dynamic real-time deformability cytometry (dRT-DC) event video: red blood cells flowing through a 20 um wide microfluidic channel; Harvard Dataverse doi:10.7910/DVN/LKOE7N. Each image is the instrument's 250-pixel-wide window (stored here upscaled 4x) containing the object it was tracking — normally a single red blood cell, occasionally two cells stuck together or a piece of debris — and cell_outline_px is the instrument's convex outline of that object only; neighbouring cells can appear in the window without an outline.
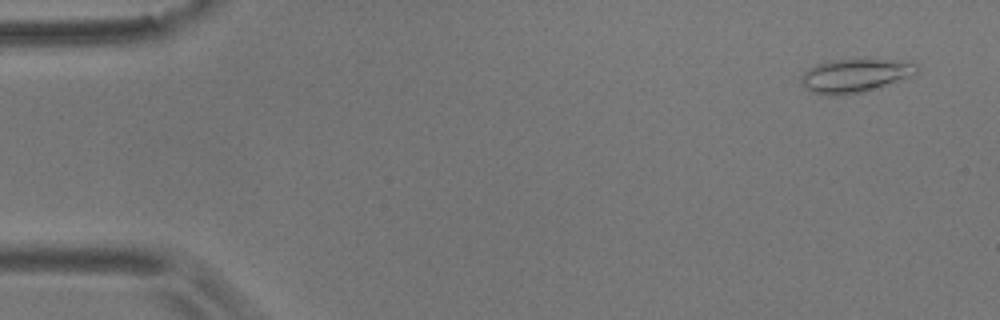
{"species": "common noctule bat (a hibernating species)", "species_latin": "Nyctalus noctula", "temperature_condition": "room temperature", "stored_images_in_passage": 54, "camera_frame_rate_fps": 3000, "um_per_image_px": 0.085, "animal": {"sex": "male", "body_mass_g": 17.9}, "frame": {"image": 1, "passage_image": 2, "time_ms": 0.333, "image_size_px": [1000, 320], "cell_outline_px": [[920, 72], [880, 88], [864, 92], [836, 96], [828, 96], [812, 92], [800, 80], [800, 76], [808, 68], [816, 64], [832, 60], [868, 56], [916, 60], [920, 64]], "centroid_in_image_um": [72.84, 6.35], "position_along_channel_um": 12.2, "area_um2": 24.28}}
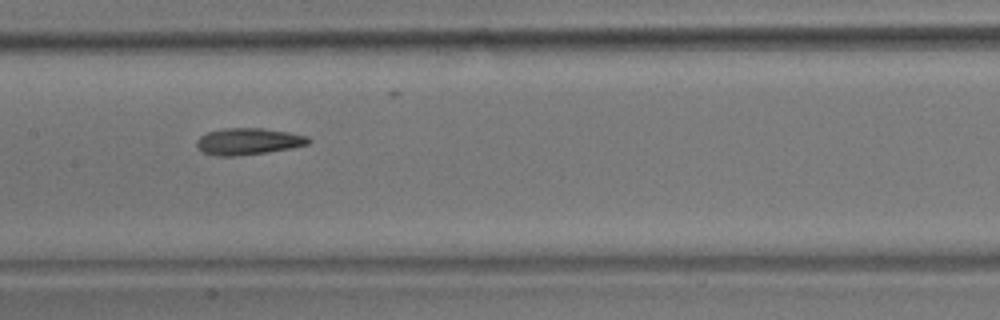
{"frame": {"image": 2, "passage_image": 26, "time_ms": 8.333, "image_size_px": [1000, 320], "cell_outline_px": [[312, 140], [308, 144], [292, 148], [268, 152], [236, 156], [216, 156], [204, 152], [196, 148], [196, 140], [200, 136], [208, 132], [224, 128], [264, 128], [288, 132], [308, 136]], "centroid_in_image_um": [21.1, 12.02], "position_along_channel_um": 186.3, "area_um2": 17.51}}
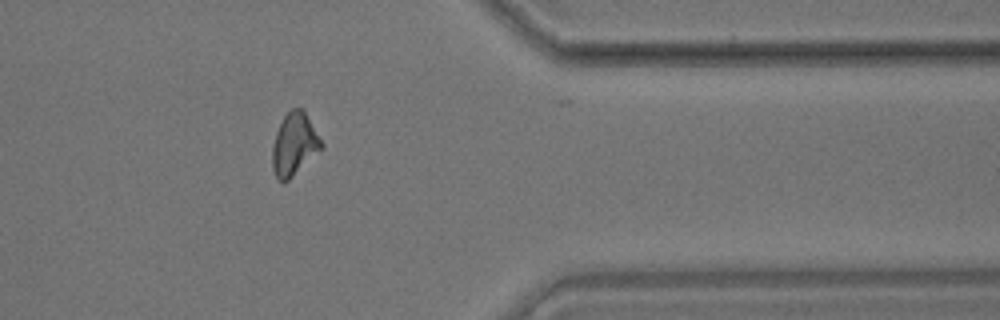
{"frame": {"image": 3, "passage_image": 44, "time_ms": 14.333, "image_size_px": [1000, 320], "cell_outline_px": [[324, 148], [284, 184], [276, 180], [272, 168], [272, 148], [276, 132], [284, 116], [292, 108], [304, 108], [324, 144]], "centroid_in_image_um": [25.03, 12.29], "position_along_channel_um": 386.4, "area_um2": 18.26}, "authors_computed_cell_mechanics": {"area_um2": 17.7157, "velocity_mm_per_s": 3.588, "shape_relaxation_time_tau1_ms": null, "shape_relaxation_time_tau2_ms": 4.7452, "deformation_change_tau1": null, "deformation_change_tau2": 0.1351}}